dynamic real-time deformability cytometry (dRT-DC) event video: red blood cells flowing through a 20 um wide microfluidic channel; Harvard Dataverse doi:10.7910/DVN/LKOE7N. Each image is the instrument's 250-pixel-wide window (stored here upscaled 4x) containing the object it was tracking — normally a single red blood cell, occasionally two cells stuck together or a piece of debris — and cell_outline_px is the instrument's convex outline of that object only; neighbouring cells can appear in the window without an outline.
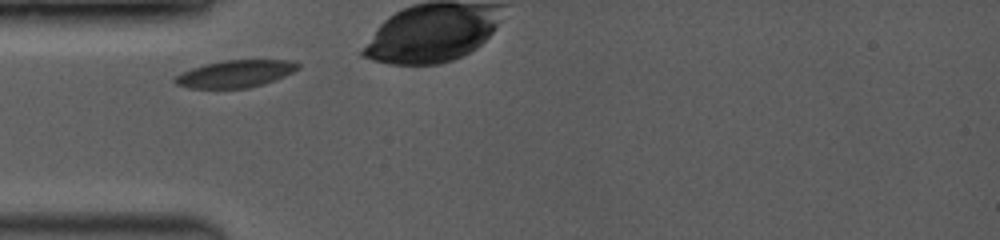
{"species": "common noctule bat (a hibernating species)", "species_latin": "Nyctalus noctula", "temperature_condition": "room temperature", "stored_images_in_passage": 21, "camera_frame_rate_fps": 3500, "um_per_image_px": 0.085, "animal": {"sex": "female", "body_mass_g": 19.0, "forearm_length_mm": 53.3}, "frame": {"image": 1, "passage_image": 1, "time_ms": 0.0, "image_size_px": [1000, 240], "cell_outline_px": [[300, 68], [284, 76], [264, 84], [248, 88], [188, 88], [176, 84], [172, 80], [176, 76], [192, 68], [204, 64], [220, 60], [292, 60], [300, 64]], "centroid_in_image_um": [20.01, 6.27], "position_along_channel_um": 65.0, "area_um2": 19.54}, "authors_computed_cell_mechanics": {"area_um2": 20.1144, "velocity_mm_per_s": 3.932, "shape_relaxation_time_tau1_ms": 1.4425, "shape_relaxation_time_tau2_ms": null, "deformation_change_tau1": 0.0504, "deformation_change_tau2": null}}